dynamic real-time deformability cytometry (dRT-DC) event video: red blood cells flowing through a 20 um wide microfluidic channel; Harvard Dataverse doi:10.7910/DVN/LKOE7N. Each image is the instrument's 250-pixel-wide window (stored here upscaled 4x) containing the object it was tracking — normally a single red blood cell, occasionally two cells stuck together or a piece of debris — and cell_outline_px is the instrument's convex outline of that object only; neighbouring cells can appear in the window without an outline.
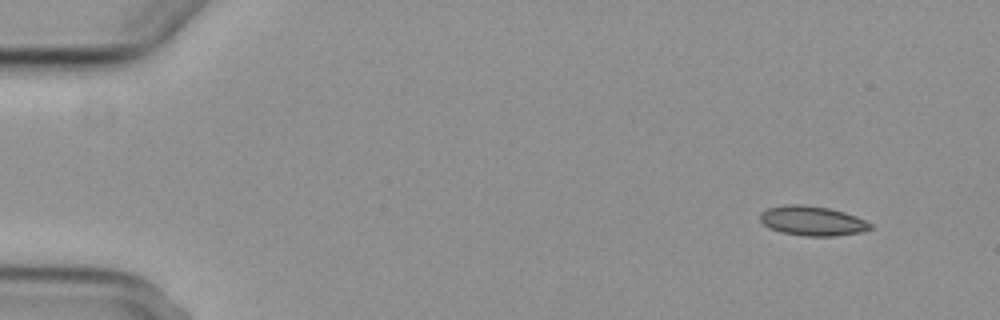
{"species": "common noctule bat (a hibernating species)", "species_latin": "Nyctalus noctula", "temperature_condition": "cold", "stored_images_in_passage": 4, "camera_frame_rate_fps": 3000, "um_per_image_px": 0.085, "animal": {"sex": "female", "body_mass_g": 29.2, "forearm_length_mm": 56.3}, "frame": {"image": 1, "passage_image": 1, "time_ms": 0.0, "image_size_px": [1000, 320], "cell_outline_px": [[872, 228], [860, 232], [836, 236], [804, 236], [780, 232], [768, 228], [760, 220], [760, 212], [768, 208], [784, 204], [804, 204], [828, 208], [844, 212], [856, 216], [872, 224]], "centroid_in_image_um": [69.01, 18.77], "position_along_channel_um": 16.0, "area_um2": 19.13}}
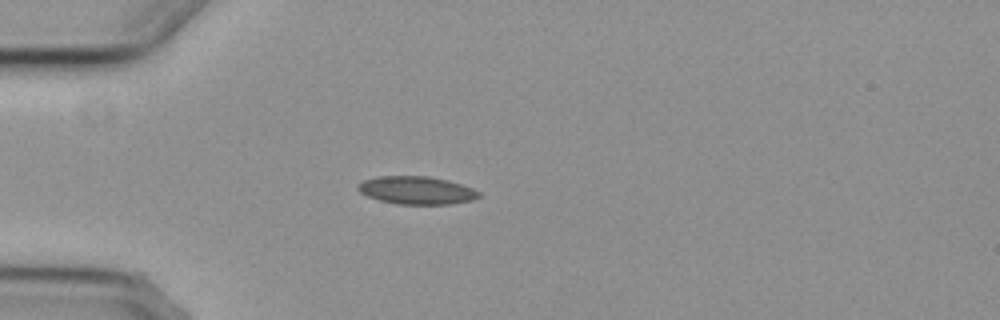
{"frame": {"image": 2, "passage_image": 4, "time_ms": 3.667, "image_size_px": [1000, 320], "cell_outline_px": [[480, 196], [472, 200], [452, 204], [396, 204], [380, 200], [368, 196], [360, 192], [356, 188], [356, 184], [364, 180], [376, 176], [428, 176], [448, 180], [472, 188], [480, 192]], "centroid_in_image_um": [35.39, 16.17], "position_along_channel_um": 49.6, "area_um2": 19.71}}